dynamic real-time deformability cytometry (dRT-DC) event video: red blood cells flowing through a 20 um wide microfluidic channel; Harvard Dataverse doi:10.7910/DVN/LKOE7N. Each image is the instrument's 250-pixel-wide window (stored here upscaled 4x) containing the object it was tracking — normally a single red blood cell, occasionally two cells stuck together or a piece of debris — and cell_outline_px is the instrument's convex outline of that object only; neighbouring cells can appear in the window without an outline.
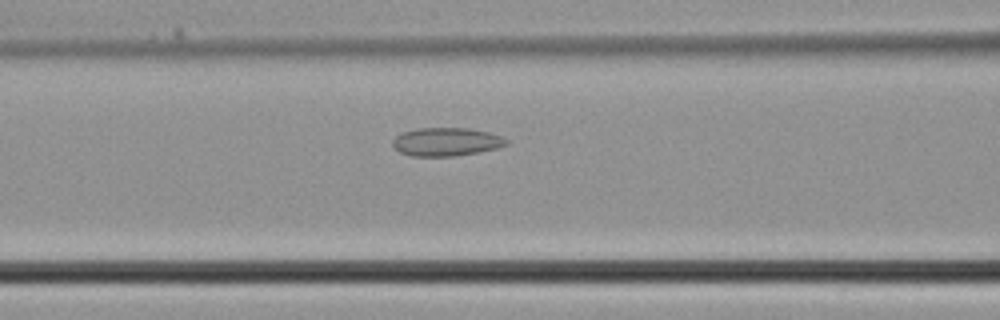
{"species": "common noctule bat (a hibernating species)", "species_latin": "Nyctalus noctula", "temperature_condition": "cold", "stored_images_in_passage": 30, "camera_frame_rate_fps": 3000, "um_per_image_px": 0.085, "animal": {"sex": "male", "body_mass_g": 21.5, "forearm_length_mm": 52.0}, "frame": {"image": 1, "passage_image": 8, "time_ms": 2.333, "image_size_px": [1000, 320], "cell_outline_px": [[508, 144], [496, 148], [476, 152], [452, 156], [412, 156], [400, 152], [392, 144], [392, 140], [400, 132], [416, 128], [468, 128], [488, 132], [500, 136], [508, 140]], "centroid_in_image_um": [37.89, 12.04], "position_along_channel_um": 128.7, "area_um2": 18.67}}
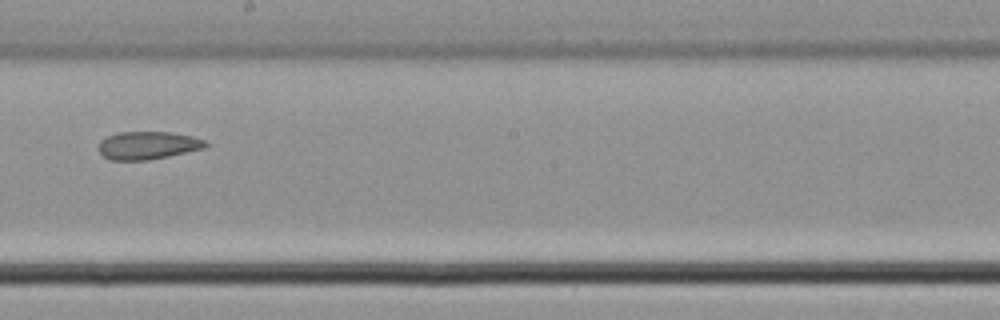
{"frame": {"image": 2, "passage_image": 14, "time_ms": 4.333, "image_size_px": [1000, 320], "cell_outline_px": [[208, 144], [204, 148], [168, 156], [148, 160], [112, 160], [104, 156], [100, 152], [100, 140], [116, 132], [168, 132], [192, 136], [208, 140]], "centroid_in_image_um": [12.59, 12.35], "position_along_channel_um": 235.6, "area_um2": 17.28}}
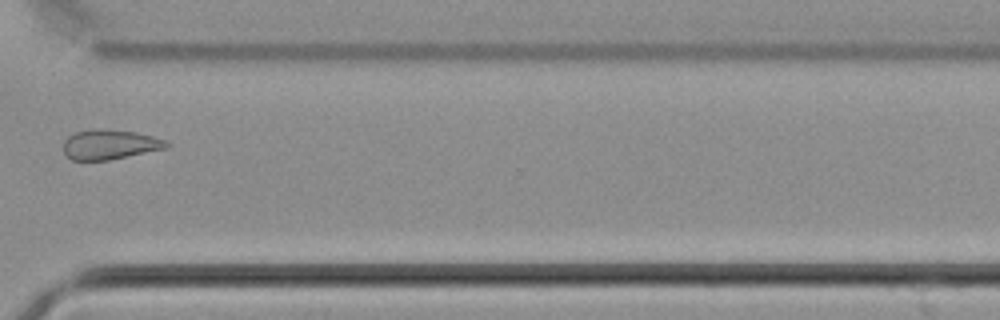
{"frame": {"image": 3, "passage_image": 21, "time_ms": 6.667, "image_size_px": [1000, 320], "cell_outline_px": [[172, 144], [168, 148], [108, 160], [72, 160], [64, 152], [64, 140], [68, 136], [76, 132], [136, 132], [168, 140]], "centroid_in_image_um": [9.41, 12.34], "position_along_channel_um": 361.2, "area_um2": 17.11}}